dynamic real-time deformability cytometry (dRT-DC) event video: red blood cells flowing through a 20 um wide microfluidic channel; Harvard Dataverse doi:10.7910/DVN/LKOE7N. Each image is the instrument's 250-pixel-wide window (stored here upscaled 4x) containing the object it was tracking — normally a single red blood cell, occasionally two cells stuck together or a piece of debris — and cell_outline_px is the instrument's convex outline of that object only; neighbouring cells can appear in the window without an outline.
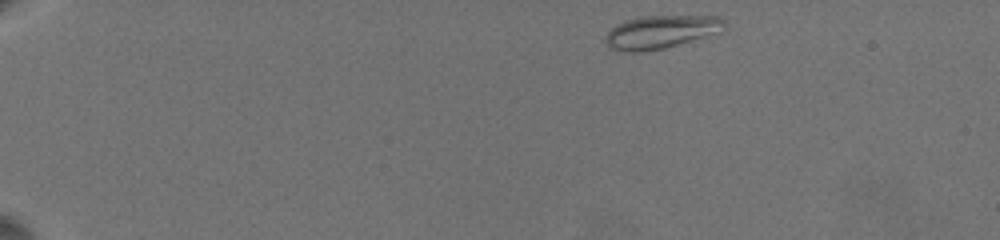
{"species": "common noctule bat (a hibernating species)", "species_latin": "Nyctalus noctula", "temperature_condition": "warm", "stored_images_in_passage": 43, "camera_frame_rate_fps": 3000, "um_per_image_px": 0.085, "animal": {"sex": "female", "body_mass_g": 19.5, "forearm_length_mm": 54.1}, "frame": {"image": 1, "passage_image": 1, "time_ms": 0.0, "image_size_px": [1000, 240], "cell_outline_px": [[724, 28], [720, 32], [664, 48], [640, 52], [624, 52], [608, 48], [604, 40], [604, 36], [616, 24], [624, 20], [640, 16], [720, 16], [724, 20]], "centroid_in_image_um": [56.11, 2.71], "position_along_channel_um": 28.9, "area_um2": 23.06}}
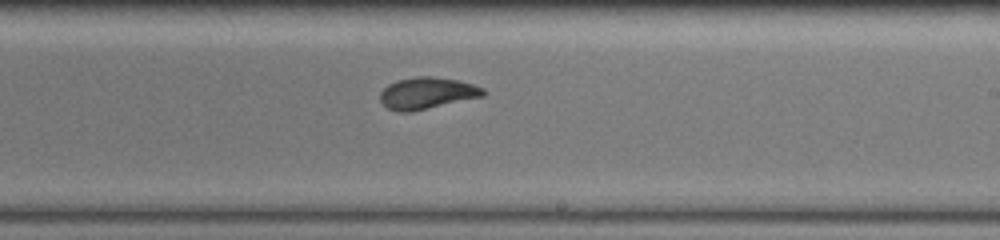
{"frame": {"image": 2, "passage_image": 30, "time_ms": 9.667, "image_size_px": [1000, 240], "cell_outline_px": [[488, 92], [484, 96], [412, 112], [400, 112], [388, 108], [380, 100], [380, 92], [388, 84], [400, 80], [416, 76], [432, 76], [456, 80], [472, 84], [484, 88]], "centroid_in_image_um": [36.32, 7.92], "position_along_channel_um": 252.7, "area_um2": 19.02}}
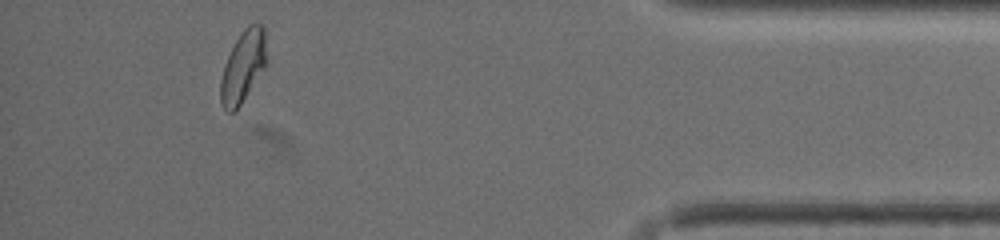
{"frame": {"image": 3, "passage_image": 41, "time_ms": 15.333, "image_size_px": [1000, 240], "cell_outline_px": [[264, 68], [240, 104], [232, 112], [228, 112], [224, 108], [220, 100], [220, 80], [228, 56], [236, 40], [244, 28], [248, 24], [260, 24], [264, 28]], "centroid_in_image_um": [20.62, 5.66], "position_along_channel_um": 414.6, "area_um2": 18.32}, "authors_computed_cell_mechanics": {"area_um2": 19.1318, "velocity_mm_per_s": 3.5694, "shape_relaxation_time_tau1_ms": 3.9885, "shape_relaxation_time_tau2_ms": 1.534, "deformation_change_tau1": 0.1692, "deformation_change_tau2": 0.0525}}